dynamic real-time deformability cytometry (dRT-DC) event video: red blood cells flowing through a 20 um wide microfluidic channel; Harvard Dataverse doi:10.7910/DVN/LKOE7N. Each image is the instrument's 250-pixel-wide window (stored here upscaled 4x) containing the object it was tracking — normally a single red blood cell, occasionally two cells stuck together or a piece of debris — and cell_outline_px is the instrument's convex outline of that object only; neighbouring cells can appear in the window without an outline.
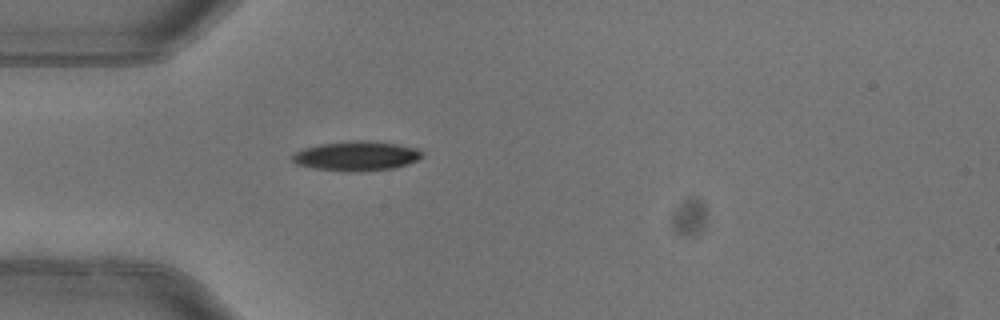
{"species": "common noctule bat (a hibernating species)", "species_latin": "Nyctalus noctula", "temperature_condition": "warm", "stored_images_in_passage": 1, "camera_frame_rate_fps": 3000, "um_per_image_px": 0.085, "animal": {"sex": "female"}, "frame": {"image": 1, "passage_image": 1, "time_ms": 0.0, "image_size_px": [1000, 320], "cell_outline_px": [[424, 156], [408, 164], [392, 168], [360, 172], [344, 172], [312, 168], [296, 164], [292, 160], [292, 156], [296, 152], [304, 148], [320, 144], [356, 140], [368, 140], [396, 144], [420, 148], [424, 152]], "centroid_in_image_um": [30.33, 13.26], "position_along_channel_um": 54.7, "area_um2": 22.6}}